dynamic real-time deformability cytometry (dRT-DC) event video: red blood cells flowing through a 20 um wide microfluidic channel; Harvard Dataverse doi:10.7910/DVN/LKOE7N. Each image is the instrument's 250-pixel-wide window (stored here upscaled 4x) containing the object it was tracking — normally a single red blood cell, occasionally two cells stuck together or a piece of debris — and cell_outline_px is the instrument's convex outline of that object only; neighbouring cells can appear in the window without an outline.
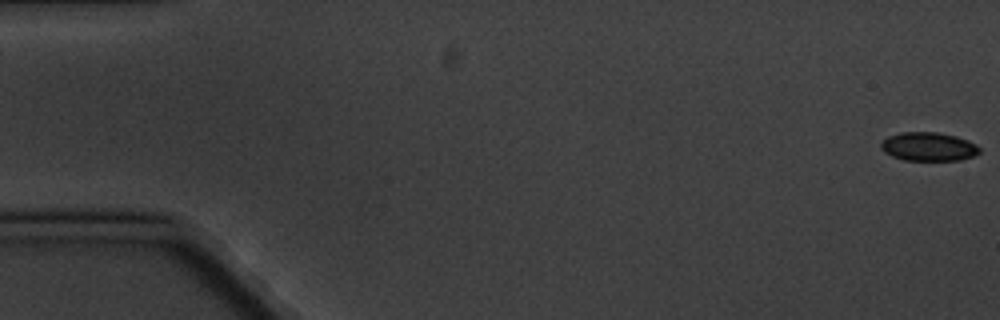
{"species": "common noctule bat (a hibernating species)", "species_latin": "Nyctalus noctula", "temperature_condition": "cold", "stored_images_in_passage": 5, "camera_frame_rate_fps": 3000, "um_per_image_px": 0.085, "animal": {"sex": "male", "body_mass_g": 20.1, "forearm_length_mm": 53.5}, "frame": {"image": 1, "passage_image": 1, "time_ms": 0.0, "image_size_px": [1000, 320], "cell_outline_px": [[980, 152], [972, 156], [960, 160], [904, 160], [892, 156], [884, 152], [880, 148], [880, 144], [888, 136], [900, 132], [936, 132], [956, 136], [968, 140], [976, 144], [980, 148]], "centroid_in_image_um": [78.91, 12.46], "position_along_channel_um": 6.1, "area_um2": 16.47}}